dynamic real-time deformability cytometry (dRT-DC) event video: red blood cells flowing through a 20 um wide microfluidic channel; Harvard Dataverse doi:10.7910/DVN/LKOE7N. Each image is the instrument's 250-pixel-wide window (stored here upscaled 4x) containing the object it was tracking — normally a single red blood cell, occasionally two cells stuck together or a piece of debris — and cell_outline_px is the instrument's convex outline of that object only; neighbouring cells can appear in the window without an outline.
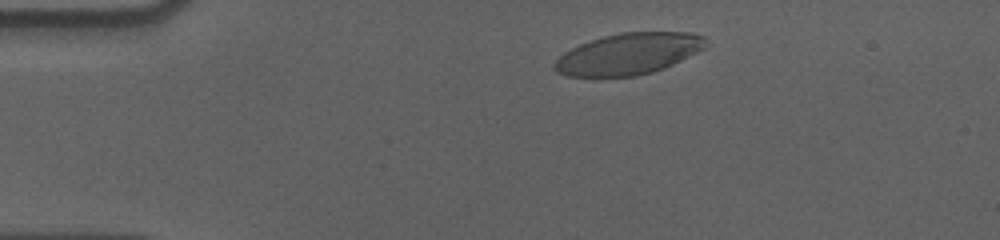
{"species": "human", "species_latin": "Homo sapiens", "temperature_condition": "cold", "stored_images_in_passage": 51, "camera_frame_rate_fps": 3000, "um_per_image_px": 0.085, "donor": {"sex": "male"}, "frame": {"image": 1, "passage_image": 5, "time_ms": 1.333, "image_size_px": [1000, 240], "cell_outline_px": [[704, 48], [664, 68], [652, 72], [636, 76], [600, 80], [568, 76], [556, 72], [552, 68], [552, 64], [564, 52], [588, 40], [620, 32], [692, 32], [704, 36]], "centroid_in_image_um": [53.31, 4.62], "position_along_channel_um": 31.7, "area_um2": 37.22}}
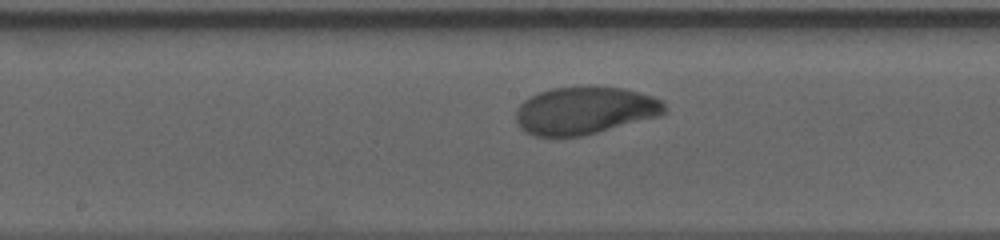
{"frame": {"image": 2, "passage_image": 24, "time_ms": 7.667, "image_size_px": [1000, 240], "cell_outline_px": [[664, 112], [660, 116], [584, 136], [532, 136], [524, 132], [520, 128], [516, 120], [516, 108], [528, 96], [552, 88], [592, 84], [624, 88], [640, 92], [664, 100]], "centroid_in_image_um": [49.69, 9.37], "position_along_channel_um": 198.5, "area_um2": 42.08}}
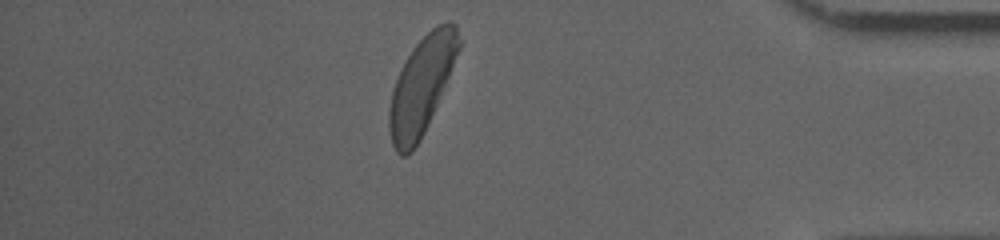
{"frame": {"image": 3, "passage_image": 44, "time_ms": 14.333, "image_size_px": [1000, 240], "cell_outline_px": [[460, 48], [424, 132], [420, 140], [412, 152], [408, 156], [400, 156], [396, 152], [392, 144], [388, 128], [388, 108], [392, 88], [408, 56], [416, 44], [436, 24], [456, 24], [460, 40]], "centroid_in_image_um": [35.78, 7.34], "position_along_channel_um": 399.4, "area_um2": 38.55}, "authors_computed_cell_mechanics": {"area_um2": 40.6912, "velocity_mm_per_s": 3.5339, "shape_relaxation_time_tau1_ms": 2.6043, "shape_relaxation_time_tau2_ms": 1.2007, "deformation_change_tau1": 0.1429, "deformation_change_tau2": 0.0493}}